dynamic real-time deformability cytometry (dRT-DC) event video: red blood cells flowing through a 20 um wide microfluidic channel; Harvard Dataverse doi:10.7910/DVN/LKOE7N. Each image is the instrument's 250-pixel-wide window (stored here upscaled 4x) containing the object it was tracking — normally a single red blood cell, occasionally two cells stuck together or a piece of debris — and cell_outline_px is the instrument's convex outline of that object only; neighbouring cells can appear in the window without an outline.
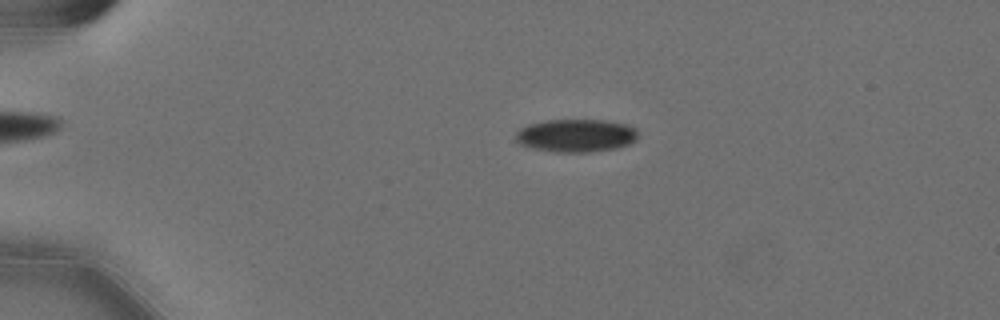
{"species": "Egyptian fruit bat (a non-hibernating species)", "species_latin": "Rousettus aegyptiacus", "temperature_condition": "cold", "stored_images_in_passage": 49, "camera_frame_rate_fps": 3000, "um_per_image_px": 0.085, "animal": {"sex": "female"}, "frame": {"image": 1, "passage_image": 5, "time_ms": 1.333, "image_size_px": [1000, 320], "cell_outline_px": [[636, 140], [628, 144], [616, 148], [588, 152], [556, 152], [532, 148], [520, 144], [516, 140], [516, 132], [520, 128], [528, 124], [544, 120], [604, 120], [624, 124], [636, 128]], "centroid_in_image_um": [48.93, 11.52], "position_along_channel_um": 36.1, "area_um2": 23.41}}
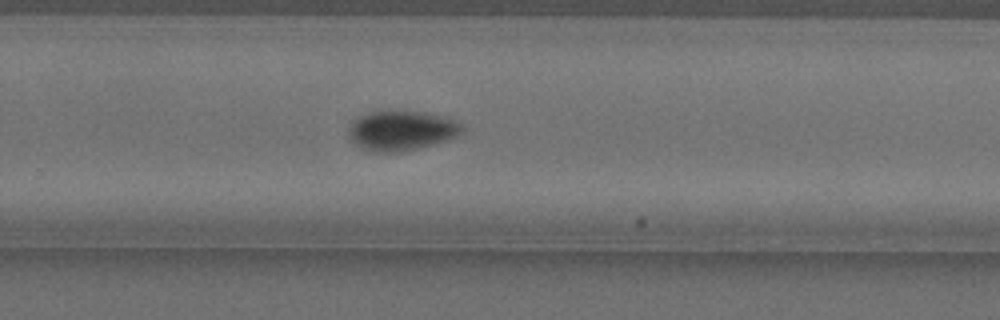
{"frame": {"image": 2, "passage_image": 31, "time_ms": 10.0, "image_size_px": [1000, 320], "cell_outline_px": [[464, 132], [448, 140], [416, 148], [396, 152], [376, 152], [360, 148], [348, 136], [348, 128], [360, 116], [368, 112], [388, 108], [396, 108], [424, 112], [456, 120], [464, 124]], "centroid_in_image_um": [34.13, 11.05], "position_along_channel_um": 295.7, "area_um2": 26.88}}
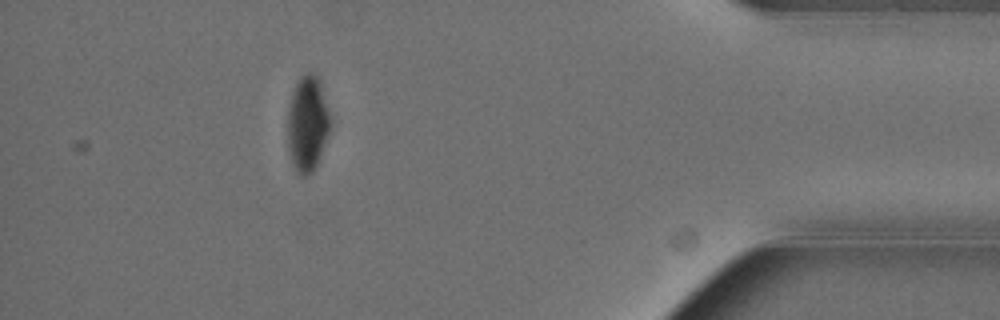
{"frame": {"image": 3, "passage_image": 44, "time_ms": 14.333, "image_size_px": [1000, 320], "cell_outline_px": [[328, 132], [316, 168], [308, 176], [300, 176], [296, 172], [292, 164], [288, 148], [288, 108], [292, 92], [300, 76], [308, 72], [312, 72], [320, 80], [328, 112]], "centroid_in_image_um": [26.1, 10.54], "position_along_channel_um": 409.1, "area_um2": 23.47}, "authors_computed_cell_mechanics": {"area_um2": 25.0852, "velocity_mm_per_s": 3.5896, "shape_relaxation_time_tau1_ms": 3.5526, "shape_relaxation_time_tau2_ms": null, "deformation_change_tau1": 0.0998, "deformation_change_tau2": null}}